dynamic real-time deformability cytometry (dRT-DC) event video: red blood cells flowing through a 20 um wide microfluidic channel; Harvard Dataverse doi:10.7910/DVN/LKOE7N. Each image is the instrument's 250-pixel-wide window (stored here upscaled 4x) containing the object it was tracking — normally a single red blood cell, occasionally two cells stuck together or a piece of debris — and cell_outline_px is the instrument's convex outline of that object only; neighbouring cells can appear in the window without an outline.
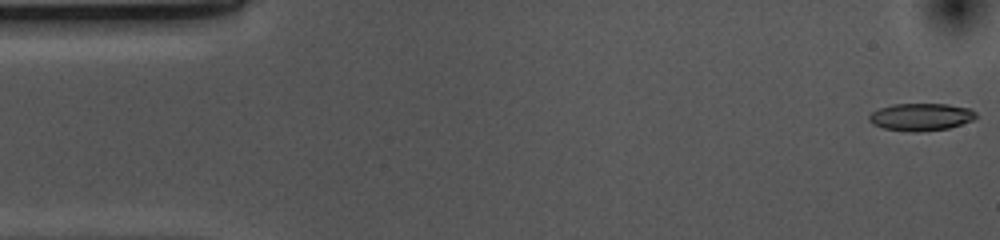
{"species": "common noctule bat (a hibernating species)", "species_latin": "Nyctalus noctula", "temperature_condition": "cold", "stored_images_in_passage": 53, "camera_frame_rate_fps": 3000, "um_per_image_px": 0.085, "animal": {"sex": "female", "body_mass_g": 10.0, "forearm_length_mm": 53.1}, "frame": {"image": 1, "passage_image": 1, "time_ms": 0.0, "image_size_px": [1000, 240], "cell_outline_px": [[976, 116], [972, 120], [948, 128], [916, 132], [912, 132], [884, 128], [872, 124], [868, 120], [868, 116], [872, 112], [880, 108], [892, 104], [948, 104], [968, 108], [976, 112]], "centroid_in_image_um": [78.25, 9.93], "position_along_channel_um": 6.8, "area_um2": 16.94}}
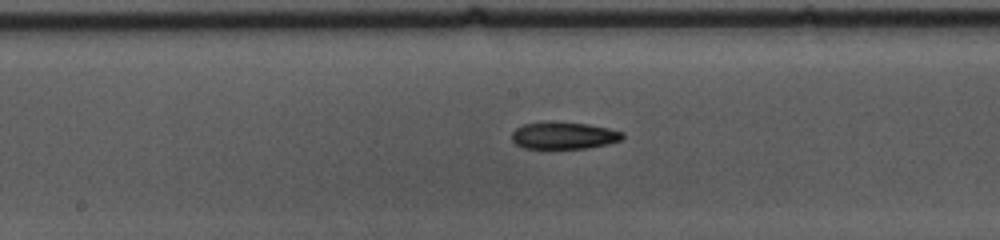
{"frame": {"image": 2, "passage_image": 26, "time_ms": 8.333, "image_size_px": [1000, 240], "cell_outline_px": [[624, 136], [620, 140], [608, 144], [588, 148], [524, 148], [516, 144], [512, 140], [512, 132], [516, 128], [524, 124], [588, 124], [608, 128], [624, 132]], "centroid_in_image_um": [47.96, 11.56], "position_along_channel_um": 200.2, "area_um2": 16.76}}
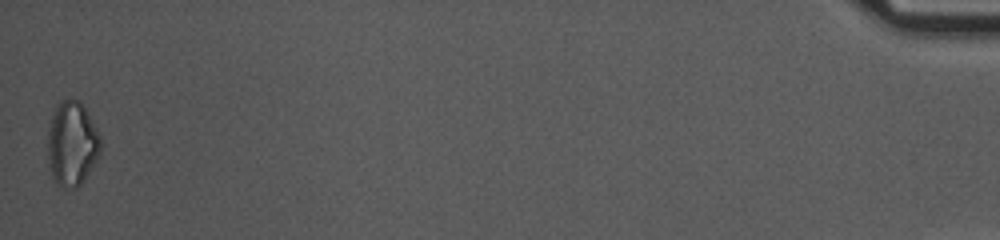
{"frame": {"image": 3, "passage_image": 53, "time_ms": 17.333, "image_size_px": [1000, 240], "cell_outline_px": [[100, 152], [96, 160], [84, 180], [76, 188], [64, 188], [56, 184], [52, 176], [48, 156], [48, 132], [52, 116], [56, 104], [60, 100], [80, 100], [96, 128], [100, 136]], "centroid_in_image_um": [6.11, 12.22], "position_along_channel_um": 429.1, "area_um2": 25.78}, "authors_computed_cell_mechanics": {"area_um2": 17.8602, "velocity_mm_per_s": 3.6728, "shape_relaxation_time_tau1_ms": 4.5079, "shape_relaxation_time_tau2_ms": null, "deformation_change_tau1": 0.145, "deformation_change_tau2": null}}